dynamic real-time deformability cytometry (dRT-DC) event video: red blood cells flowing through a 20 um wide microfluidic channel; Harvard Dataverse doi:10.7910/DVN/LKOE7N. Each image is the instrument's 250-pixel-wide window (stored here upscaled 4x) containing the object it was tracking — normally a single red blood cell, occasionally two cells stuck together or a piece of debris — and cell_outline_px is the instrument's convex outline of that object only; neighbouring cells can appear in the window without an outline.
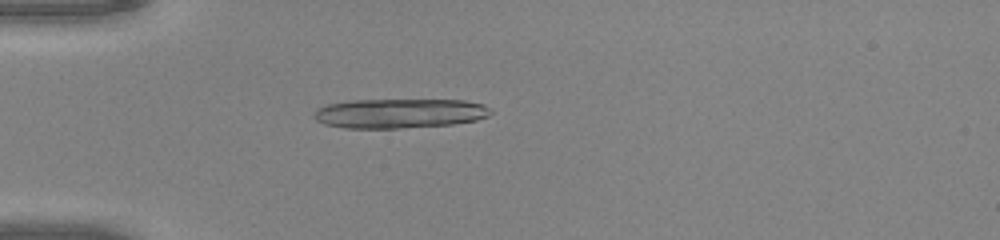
{"species": "common noctule bat (a hibernating species)", "species_latin": "Nyctalus noctula", "temperature_condition": "warm", "stored_images_in_passage": 49, "camera_frame_rate_fps": 3000, "um_per_image_px": 0.085, "animal": {"sex": "male", "body_mass_g": 20.0, "forearm_length_mm": 53.3}, "frame": {"image": 1, "passage_image": 15, "time_ms": 4.667, "image_size_px": [1000, 240], "cell_outline_px": [[492, 112], [488, 116], [476, 120], [452, 124], [396, 128], [344, 128], [324, 124], [316, 120], [312, 116], [316, 108], [328, 104], [352, 100], [464, 100], [484, 104]], "centroid_in_image_um": [33.92, 9.63], "position_along_channel_um": 51.1, "area_um2": 30.4}, "authors_computed_cell_mechanics": {"area_um2": 28.9, "velocity_mm_per_s": 4.1995, "shape_relaxation_time_tau1_ms": 1.9226, "shape_relaxation_time_tau2_ms": 1.4067, "deformation_change_tau1": 0.3536, "deformation_change_tau2": 0.0978}}